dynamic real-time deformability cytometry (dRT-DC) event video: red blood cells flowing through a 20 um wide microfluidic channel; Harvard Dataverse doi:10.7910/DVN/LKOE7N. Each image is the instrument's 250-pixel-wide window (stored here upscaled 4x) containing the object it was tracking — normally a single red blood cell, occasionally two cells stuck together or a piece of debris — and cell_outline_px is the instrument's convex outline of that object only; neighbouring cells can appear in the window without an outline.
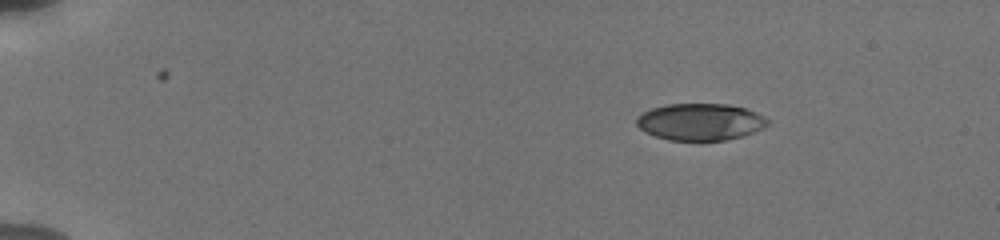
{"species": "human", "species_latin": "Homo sapiens", "temperature_condition": "cold", "stored_images_in_passage": 49, "camera_frame_rate_fps": 3000, "um_per_image_px": 0.085, "donor": {"sex": "male"}, "frame": {"image": 1, "passage_image": 1, "time_ms": 0.0, "image_size_px": [1000, 240], "cell_outline_px": [[768, 124], [764, 128], [744, 136], [728, 140], [668, 140], [644, 132], [636, 124], [636, 116], [652, 108], [668, 104], [728, 104], [744, 108], [756, 112], [764, 116], [768, 120]], "centroid_in_image_um": [59.53, 10.36], "position_along_channel_um": 25.5, "area_um2": 28.26}}
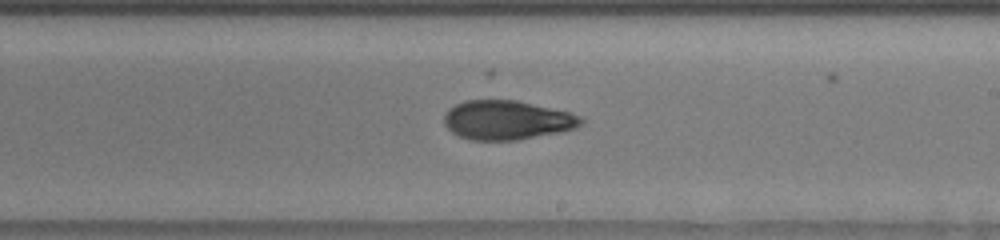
{"frame": {"image": 2, "passage_image": 27, "time_ms": 8.667, "image_size_px": [1000, 240], "cell_outline_px": [[584, 120], [576, 128], [560, 132], [520, 140], [472, 140], [460, 136], [452, 132], [444, 124], [444, 116], [448, 108], [464, 100], [516, 100], [568, 112], [584, 116]], "centroid_in_image_um": [43.1, 10.21], "position_along_channel_um": 245.9, "area_um2": 31.33}}
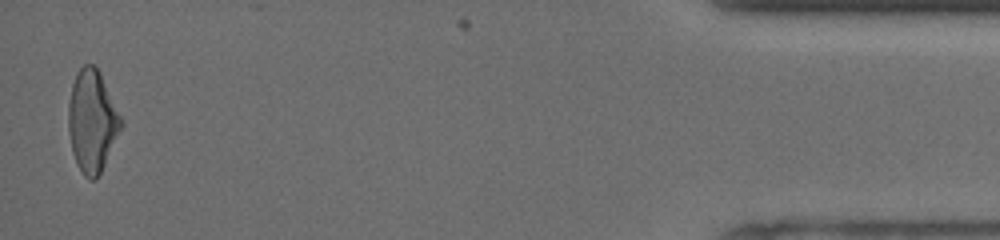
{"frame": {"image": 3, "passage_image": 48, "time_ms": 15.333, "image_size_px": [1000, 240], "cell_outline_px": [[124, 124], [96, 180], [88, 180], [84, 176], [76, 164], [72, 152], [68, 132], [68, 104], [72, 84], [76, 72], [84, 64], [92, 64], [100, 72], [124, 120]], "centroid_in_image_um": [7.83, 10.29], "position_along_channel_um": 427.4, "area_um2": 31.62}, "authors_computed_cell_mechanics": {"area_um2": 31.0386, "velocity_mm_per_s": 3.7963, "shape_relaxation_time_tau1_ms": 5.365, "shape_relaxation_time_tau2_ms": 2.771, "deformation_change_tau1": 0.1828, "deformation_change_tau2": 0.0952}}